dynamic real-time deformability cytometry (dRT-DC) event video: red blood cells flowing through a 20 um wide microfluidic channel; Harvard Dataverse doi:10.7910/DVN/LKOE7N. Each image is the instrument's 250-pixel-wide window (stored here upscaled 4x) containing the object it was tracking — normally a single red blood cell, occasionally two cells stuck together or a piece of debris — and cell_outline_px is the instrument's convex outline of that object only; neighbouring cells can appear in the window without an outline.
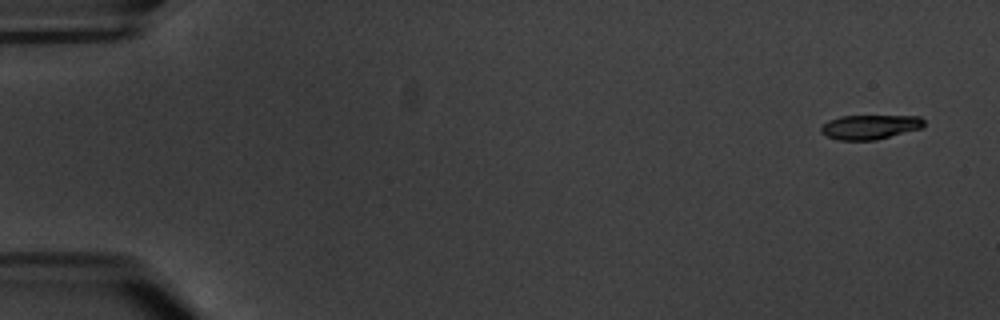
{"species": "common noctule bat (a hibernating species)", "species_latin": "Nyctalus noctula", "temperature_condition": "warm", "stored_images_in_passage": 9, "camera_frame_rate_fps": 3000, "um_per_image_px": 0.085, "animal": {"sex": "male", "body_mass_g": 20.1, "forearm_length_mm": 53.5}, "frame": {"image": 1, "passage_image": 1, "time_ms": 0.0, "image_size_px": [1000, 320], "cell_outline_px": [[924, 124], [920, 128], [876, 140], [840, 140], [828, 136], [820, 132], [820, 128], [828, 120], [840, 116], [920, 116], [924, 120]], "centroid_in_image_um": [73.92, 10.79], "position_along_channel_um": 11.1, "area_um2": 14.51}}
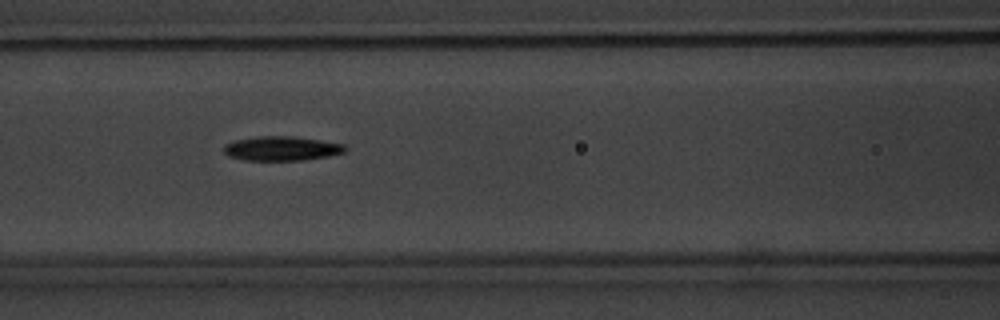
{"frame": {"image": 2, "passage_image": 8, "time_ms": 8.0, "image_size_px": [1000, 320], "cell_outline_px": [[348, 148], [344, 152], [328, 156], [304, 160], [244, 160], [228, 156], [224, 152], [224, 144], [236, 140], [256, 136], [292, 136], [320, 140], [344, 144]], "centroid_in_image_um": [23.93, 12.62], "position_along_channel_um": 142.7, "area_um2": 17.22}}
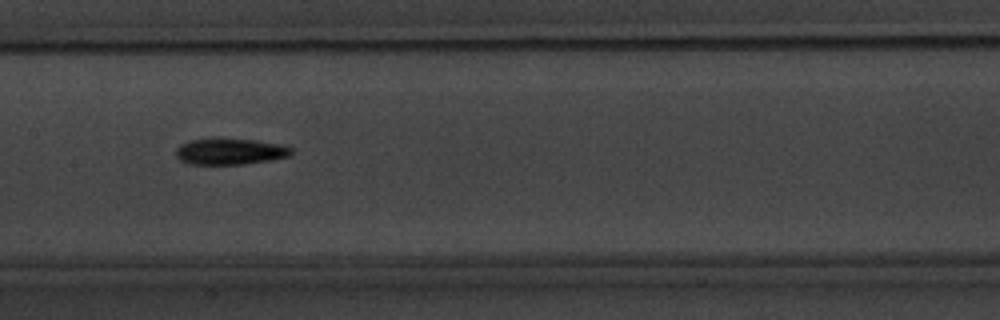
{"frame": {"image": 3, "passage_image": 9, "time_ms": 9.333, "image_size_px": [1000, 320], "cell_outline_px": [[292, 152], [288, 156], [268, 160], [244, 164], [188, 164], [180, 160], [176, 156], [176, 148], [180, 144], [188, 140], [212, 136], [256, 140], [280, 144], [292, 148]], "centroid_in_image_um": [19.47, 12.83], "position_along_channel_um": 187.9, "area_um2": 18.15}}